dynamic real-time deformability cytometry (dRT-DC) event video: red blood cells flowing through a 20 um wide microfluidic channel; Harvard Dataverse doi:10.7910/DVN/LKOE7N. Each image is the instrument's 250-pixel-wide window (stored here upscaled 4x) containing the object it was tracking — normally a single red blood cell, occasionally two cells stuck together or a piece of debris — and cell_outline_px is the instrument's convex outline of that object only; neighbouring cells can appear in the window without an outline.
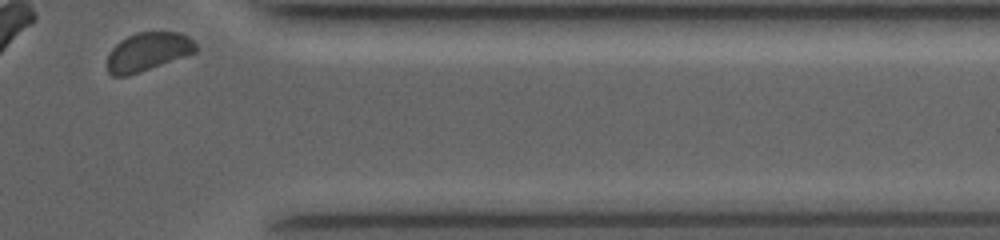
{"species": "common noctule bat (a hibernating species)", "species_latin": "Nyctalus noctula", "temperature_condition": "room temperature", "stored_images_in_passage": 18, "camera_frame_rate_fps": 4000, "um_per_image_px": 0.085, "animal": {"sex": "female", "body_mass_g": 19.0, "forearm_length_mm": 53.3}, "frame": {"image": 1, "passage_image": 18, "time_ms": 9.25, "image_size_px": [1000, 240], "cell_outline_px": [[196, 52], [128, 76], [112, 76], [108, 72], [108, 52], [120, 40], [136, 32], [180, 32], [188, 36], [196, 44]], "centroid_in_image_um": [12.55, 4.39], "position_along_channel_um": 398.9, "area_um2": 19.77}}